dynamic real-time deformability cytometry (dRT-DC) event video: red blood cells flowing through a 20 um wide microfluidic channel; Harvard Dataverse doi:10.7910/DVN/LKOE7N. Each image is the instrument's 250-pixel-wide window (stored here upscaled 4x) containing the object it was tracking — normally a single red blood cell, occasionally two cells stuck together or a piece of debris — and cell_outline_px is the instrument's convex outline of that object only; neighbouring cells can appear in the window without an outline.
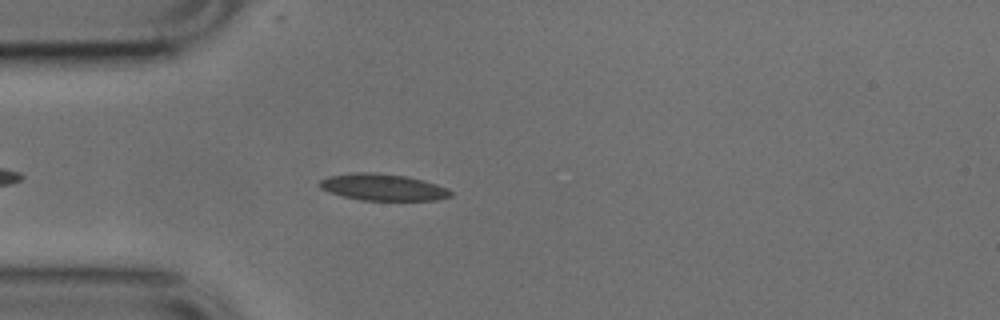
{"species": "common noctule bat (a hibernating species)", "species_latin": "Nyctalus noctula", "temperature_condition": "cold", "stored_images_in_passage": 29, "camera_frame_rate_fps": 3000, "um_per_image_px": 0.085, "animal": {"sex": "male", "body_mass_g": 17.9, "forearm_length_mm": 54.2}, "frame": {"image": 1, "passage_image": 6, "time_ms": 1.667, "image_size_px": [1000, 320], "cell_outline_px": [[452, 196], [436, 200], [360, 200], [328, 192], [320, 188], [316, 184], [320, 180], [328, 176], [352, 172], [372, 172], [408, 176], [424, 180], [448, 188], [452, 192]], "centroid_in_image_um": [32.52, 15.9], "position_along_channel_um": 52.5, "area_um2": 20.58}}
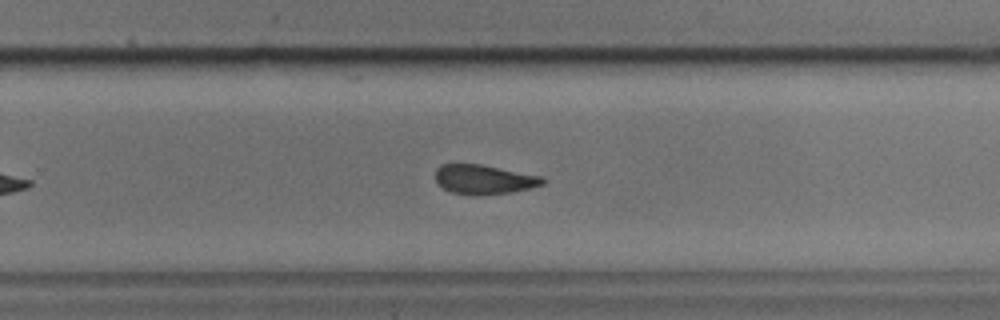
{"frame": {"image": 2, "passage_image": 25, "time_ms": 8.0, "image_size_px": [1000, 320], "cell_outline_px": [[544, 184], [528, 188], [508, 192], [452, 192], [436, 184], [436, 168], [440, 164], [480, 164], [540, 176], [544, 180]], "centroid_in_image_um": [41.09, 15.19], "position_along_channel_um": 288.7, "area_um2": 17.34}}
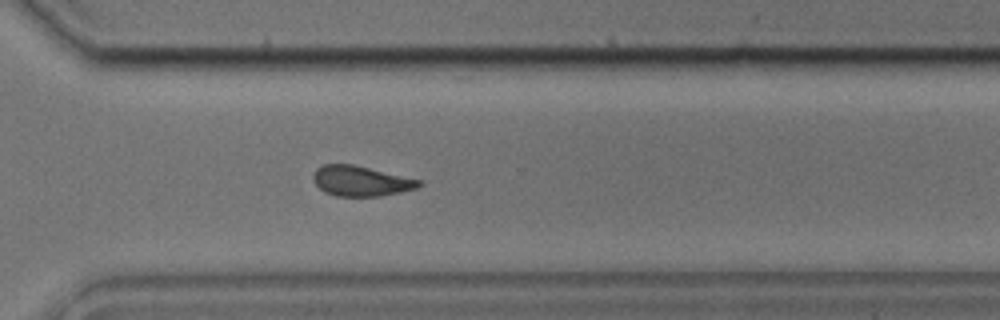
{"frame": {"image": 3, "passage_image": 29, "time_ms": 9.333, "image_size_px": [1000, 320], "cell_outline_px": [[424, 184], [416, 188], [400, 192], [380, 196], [336, 196], [324, 192], [312, 180], [312, 176], [316, 168], [324, 164], [352, 164], [420, 180]], "centroid_in_image_um": [30.64, 15.39], "position_along_channel_um": 340.0, "area_um2": 18.5}}